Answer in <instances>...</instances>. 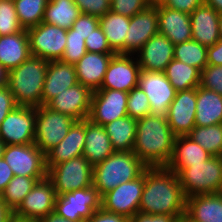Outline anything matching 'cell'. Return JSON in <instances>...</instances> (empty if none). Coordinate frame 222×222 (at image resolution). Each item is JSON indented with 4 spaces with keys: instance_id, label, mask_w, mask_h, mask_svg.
Returning <instances> with one entry per match:
<instances>
[{
    "instance_id": "obj_47",
    "label": "cell",
    "mask_w": 222,
    "mask_h": 222,
    "mask_svg": "<svg viewBox=\"0 0 222 222\" xmlns=\"http://www.w3.org/2000/svg\"><path fill=\"white\" fill-rule=\"evenodd\" d=\"M17 106L8 86L0 87V125L9 112Z\"/></svg>"
},
{
    "instance_id": "obj_62",
    "label": "cell",
    "mask_w": 222,
    "mask_h": 222,
    "mask_svg": "<svg viewBox=\"0 0 222 222\" xmlns=\"http://www.w3.org/2000/svg\"><path fill=\"white\" fill-rule=\"evenodd\" d=\"M2 1L14 2L15 0H2Z\"/></svg>"
},
{
    "instance_id": "obj_23",
    "label": "cell",
    "mask_w": 222,
    "mask_h": 222,
    "mask_svg": "<svg viewBox=\"0 0 222 222\" xmlns=\"http://www.w3.org/2000/svg\"><path fill=\"white\" fill-rule=\"evenodd\" d=\"M159 33L174 45L192 40L190 14L158 4Z\"/></svg>"
},
{
    "instance_id": "obj_13",
    "label": "cell",
    "mask_w": 222,
    "mask_h": 222,
    "mask_svg": "<svg viewBox=\"0 0 222 222\" xmlns=\"http://www.w3.org/2000/svg\"><path fill=\"white\" fill-rule=\"evenodd\" d=\"M128 92L115 89H98L93 92L88 118L98 125H106L127 116Z\"/></svg>"
},
{
    "instance_id": "obj_2",
    "label": "cell",
    "mask_w": 222,
    "mask_h": 222,
    "mask_svg": "<svg viewBox=\"0 0 222 222\" xmlns=\"http://www.w3.org/2000/svg\"><path fill=\"white\" fill-rule=\"evenodd\" d=\"M176 137L166 117L145 116L137 120L133 152L147 167L166 166Z\"/></svg>"
},
{
    "instance_id": "obj_37",
    "label": "cell",
    "mask_w": 222,
    "mask_h": 222,
    "mask_svg": "<svg viewBox=\"0 0 222 222\" xmlns=\"http://www.w3.org/2000/svg\"><path fill=\"white\" fill-rule=\"evenodd\" d=\"M207 48L194 40L179 43L174 45V59L196 67L201 72L207 66Z\"/></svg>"
},
{
    "instance_id": "obj_10",
    "label": "cell",
    "mask_w": 222,
    "mask_h": 222,
    "mask_svg": "<svg viewBox=\"0 0 222 222\" xmlns=\"http://www.w3.org/2000/svg\"><path fill=\"white\" fill-rule=\"evenodd\" d=\"M3 159L14 176L34 177L37 181L47 177L46 156L34 143L6 145Z\"/></svg>"
},
{
    "instance_id": "obj_12",
    "label": "cell",
    "mask_w": 222,
    "mask_h": 222,
    "mask_svg": "<svg viewBox=\"0 0 222 222\" xmlns=\"http://www.w3.org/2000/svg\"><path fill=\"white\" fill-rule=\"evenodd\" d=\"M144 188V173L131 181L121 183L101 196V207L129 219L139 211Z\"/></svg>"
},
{
    "instance_id": "obj_22",
    "label": "cell",
    "mask_w": 222,
    "mask_h": 222,
    "mask_svg": "<svg viewBox=\"0 0 222 222\" xmlns=\"http://www.w3.org/2000/svg\"><path fill=\"white\" fill-rule=\"evenodd\" d=\"M220 14L203 3L190 14L192 40L206 47L213 46L220 39Z\"/></svg>"
},
{
    "instance_id": "obj_50",
    "label": "cell",
    "mask_w": 222,
    "mask_h": 222,
    "mask_svg": "<svg viewBox=\"0 0 222 222\" xmlns=\"http://www.w3.org/2000/svg\"><path fill=\"white\" fill-rule=\"evenodd\" d=\"M129 222H180L174 215L136 212Z\"/></svg>"
},
{
    "instance_id": "obj_31",
    "label": "cell",
    "mask_w": 222,
    "mask_h": 222,
    "mask_svg": "<svg viewBox=\"0 0 222 222\" xmlns=\"http://www.w3.org/2000/svg\"><path fill=\"white\" fill-rule=\"evenodd\" d=\"M129 24V17L114 13L111 10L99 17V26L116 54H125V37L129 30Z\"/></svg>"
},
{
    "instance_id": "obj_59",
    "label": "cell",
    "mask_w": 222,
    "mask_h": 222,
    "mask_svg": "<svg viewBox=\"0 0 222 222\" xmlns=\"http://www.w3.org/2000/svg\"><path fill=\"white\" fill-rule=\"evenodd\" d=\"M150 5H158V4H162L164 2V0H148Z\"/></svg>"
},
{
    "instance_id": "obj_34",
    "label": "cell",
    "mask_w": 222,
    "mask_h": 222,
    "mask_svg": "<svg viewBox=\"0 0 222 222\" xmlns=\"http://www.w3.org/2000/svg\"><path fill=\"white\" fill-rule=\"evenodd\" d=\"M164 74L176 91L189 90L200 85L201 72L177 59L167 65Z\"/></svg>"
},
{
    "instance_id": "obj_43",
    "label": "cell",
    "mask_w": 222,
    "mask_h": 222,
    "mask_svg": "<svg viewBox=\"0 0 222 222\" xmlns=\"http://www.w3.org/2000/svg\"><path fill=\"white\" fill-rule=\"evenodd\" d=\"M110 4L111 11L129 18L150 5L148 0H111Z\"/></svg>"
},
{
    "instance_id": "obj_41",
    "label": "cell",
    "mask_w": 222,
    "mask_h": 222,
    "mask_svg": "<svg viewBox=\"0 0 222 222\" xmlns=\"http://www.w3.org/2000/svg\"><path fill=\"white\" fill-rule=\"evenodd\" d=\"M66 48L60 61L69 64H76L87 52L85 39L74 34L73 29H67Z\"/></svg>"
},
{
    "instance_id": "obj_4",
    "label": "cell",
    "mask_w": 222,
    "mask_h": 222,
    "mask_svg": "<svg viewBox=\"0 0 222 222\" xmlns=\"http://www.w3.org/2000/svg\"><path fill=\"white\" fill-rule=\"evenodd\" d=\"M146 168L133 151H115L93 167V186L102 196L121 183L140 177Z\"/></svg>"
},
{
    "instance_id": "obj_14",
    "label": "cell",
    "mask_w": 222,
    "mask_h": 222,
    "mask_svg": "<svg viewBox=\"0 0 222 222\" xmlns=\"http://www.w3.org/2000/svg\"><path fill=\"white\" fill-rule=\"evenodd\" d=\"M138 87L148 97L151 115L166 117L168 108L177 91L171 85L164 72L141 70L138 78Z\"/></svg>"
},
{
    "instance_id": "obj_11",
    "label": "cell",
    "mask_w": 222,
    "mask_h": 222,
    "mask_svg": "<svg viewBox=\"0 0 222 222\" xmlns=\"http://www.w3.org/2000/svg\"><path fill=\"white\" fill-rule=\"evenodd\" d=\"M36 107L18 105L0 125V139L5 145L32 144L35 139Z\"/></svg>"
},
{
    "instance_id": "obj_48",
    "label": "cell",
    "mask_w": 222,
    "mask_h": 222,
    "mask_svg": "<svg viewBox=\"0 0 222 222\" xmlns=\"http://www.w3.org/2000/svg\"><path fill=\"white\" fill-rule=\"evenodd\" d=\"M204 0H164L163 6L172 10L191 14L198 6L202 5Z\"/></svg>"
},
{
    "instance_id": "obj_7",
    "label": "cell",
    "mask_w": 222,
    "mask_h": 222,
    "mask_svg": "<svg viewBox=\"0 0 222 222\" xmlns=\"http://www.w3.org/2000/svg\"><path fill=\"white\" fill-rule=\"evenodd\" d=\"M75 122L71 116L53 111L46 105L36 107L34 144L46 155L67 136Z\"/></svg>"
},
{
    "instance_id": "obj_39",
    "label": "cell",
    "mask_w": 222,
    "mask_h": 222,
    "mask_svg": "<svg viewBox=\"0 0 222 222\" xmlns=\"http://www.w3.org/2000/svg\"><path fill=\"white\" fill-rule=\"evenodd\" d=\"M127 115L136 120L151 115L148 97L138 86L128 92Z\"/></svg>"
},
{
    "instance_id": "obj_36",
    "label": "cell",
    "mask_w": 222,
    "mask_h": 222,
    "mask_svg": "<svg viewBox=\"0 0 222 222\" xmlns=\"http://www.w3.org/2000/svg\"><path fill=\"white\" fill-rule=\"evenodd\" d=\"M36 183L34 177L14 176L0 198L14 212Z\"/></svg>"
},
{
    "instance_id": "obj_49",
    "label": "cell",
    "mask_w": 222,
    "mask_h": 222,
    "mask_svg": "<svg viewBox=\"0 0 222 222\" xmlns=\"http://www.w3.org/2000/svg\"><path fill=\"white\" fill-rule=\"evenodd\" d=\"M84 222H129V218L104 210L102 207L96 210Z\"/></svg>"
},
{
    "instance_id": "obj_19",
    "label": "cell",
    "mask_w": 222,
    "mask_h": 222,
    "mask_svg": "<svg viewBox=\"0 0 222 222\" xmlns=\"http://www.w3.org/2000/svg\"><path fill=\"white\" fill-rule=\"evenodd\" d=\"M93 92L80 83L63 90L46 106L53 111L71 116L76 121L87 119Z\"/></svg>"
},
{
    "instance_id": "obj_16",
    "label": "cell",
    "mask_w": 222,
    "mask_h": 222,
    "mask_svg": "<svg viewBox=\"0 0 222 222\" xmlns=\"http://www.w3.org/2000/svg\"><path fill=\"white\" fill-rule=\"evenodd\" d=\"M56 191L52 182L46 177L37 181L25 196L14 215L21 218L39 219L54 212Z\"/></svg>"
},
{
    "instance_id": "obj_60",
    "label": "cell",
    "mask_w": 222,
    "mask_h": 222,
    "mask_svg": "<svg viewBox=\"0 0 222 222\" xmlns=\"http://www.w3.org/2000/svg\"><path fill=\"white\" fill-rule=\"evenodd\" d=\"M219 34H220V38H222V14H220V17H219Z\"/></svg>"
},
{
    "instance_id": "obj_61",
    "label": "cell",
    "mask_w": 222,
    "mask_h": 222,
    "mask_svg": "<svg viewBox=\"0 0 222 222\" xmlns=\"http://www.w3.org/2000/svg\"><path fill=\"white\" fill-rule=\"evenodd\" d=\"M180 222H194V221H191L186 215H184V216L180 219Z\"/></svg>"
},
{
    "instance_id": "obj_24",
    "label": "cell",
    "mask_w": 222,
    "mask_h": 222,
    "mask_svg": "<svg viewBox=\"0 0 222 222\" xmlns=\"http://www.w3.org/2000/svg\"><path fill=\"white\" fill-rule=\"evenodd\" d=\"M85 147V119L76 121L70 128L67 136L46 156V169L81 156Z\"/></svg>"
},
{
    "instance_id": "obj_3",
    "label": "cell",
    "mask_w": 222,
    "mask_h": 222,
    "mask_svg": "<svg viewBox=\"0 0 222 222\" xmlns=\"http://www.w3.org/2000/svg\"><path fill=\"white\" fill-rule=\"evenodd\" d=\"M47 66V60L30 56L22 64L8 71L7 86L17 105L41 106Z\"/></svg>"
},
{
    "instance_id": "obj_6",
    "label": "cell",
    "mask_w": 222,
    "mask_h": 222,
    "mask_svg": "<svg viewBox=\"0 0 222 222\" xmlns=\"http://www.w3.org/2000/svg\"><path fill=\"white\" fill-rule=\"evenodd\" d=\"M56 195L93 186V166L83 156L54 165L47 170Z\"/></svg>"
},
{
    "instance_id": "obj_56",
    "label": "cell",
    "mask_w": 222,
    "mask_h": 222,
    "mask_svg": "<svg viewBox=\"0 0 222 222\" xmlns=\"http://www.w3.org/2000/svg\"><path fill=\"white\" fill-rule=\"evenodd\" d=\"M8 71L0 63V87L7 85Z\"/></svg>"
},
{
    "instance_id": "obj_26",
    "label": "cell",
    "mask_w": 222,
    "mask_h": 222,
    "mask_svg": "<svg viewBox=\"0 0 222 222\" xmlns=\"http://www.w3.org/2000/svg\"><path fill=\"white\" fill-rule=\"evenodd\" d=\"M185 215L194 222H222V192L186 198Z\"/></svg>"
},
{
    "instance_id": "obj_18",
    "label": "cell",
    "mask_w": 222,
    "mask_h": 222,
    "mask_svg": "<svg viewBox=\"0 0 222 222\" xmlns=\"http://www.w3.org/2000/svg\"><path fill=\"white\" fill-rule=\"evenodd\" d=\"M196 88L177 91L166 119L176 136H187L195 127Z\"/></svg>"
},
{
    "instance_id": "obj_55",
    "label": "cell",
    "mask_w": 222,
    "mask_h": 222,
    "mask_svg": "<svg viewBox=\"0 0 222 222\" xmlns=\"http://www.w3.org/2000/svg\"><path fill=\"white\" fill-rule=\"evenodd\" d=\"M204 3L211 6L219 14H222V0H204Z\"/></svg>"
},
{
    "instance_id": "obj_15",
    "label": "cell",
    "mask_w": 222,
    "mask_h": 222,
    "mask_svg": "<svg viewBox=\"0 0 222 222\" xmlns=\"http://www.w3.org/2000/svg\"><path fill=\"white\" fill-rule=\"evenodd\" d=\"M135 55L115 54L107 68L100 89L130 92L138 86L141 68Z\"/></svg>"
},
{
    "instance_id": "obj_20",
    "label": "cell",
    "mask_w": 222,
    "mask_h": 222,
    "mask_svg": "<svg viewBox=\"0 0 222 222\" xmlns=\"http://www.w3.org/2000/svg\"><path fill=\"white\" fill-rule=\"evenodd\" d=\"M136 58L141 70L164 72L174 59V44L164 35L157 33L137 52Z\"/></svg>"
},
{
    "instance_id": "obj_28",
    "label": "cell",
    "mask_w": 222,
    "mask_h": 222,
    "mask_svg": "<svg viewBox=\"0 0 222 222\" xmlns=\"http://www.w3.org/2000/svg\"><path fill=\"white\" fill-rule=\"evenodd\" d=\"M113 152L115 151L104 126L85 119V147L82 155L94 167Z\"/></svg>"
},
{
    "instance_id": "obj_35",
    "label": "cell",
    "mask_w": 222,
    "mask_h": 222,
    "mask_svg": "<svg viewBox=\"0 0 222 222\" xmlns=\"http://www.w3.org/2000/svg\"><path fill=\"white\" fill-rule=\"evenodd\" d=\"M212 156H222V123L195 126L187 135Z\"/></svg>"
},
{
    "instance_id": "obj_57",
    "label": "cell",
    "mask_w": 222,
    "mask_h": 222,
    "mask_svg": "<svg viewBox=\"0 0 222 222\" xmlns=\"http://www.w3.org/2000/svg\"><path fill=\"white\" fill-rule=\"evenodd\" d=\"M11 222H39L38 219L21 218L13 215Z\"/></svg>"
},
{
    "instance_id": "obj_52",
    "label": "cell",
    "mask_w": 222,
    "mask_h": 222,
    "mask_svg": "<svg viewBox=\"0 0 222 222\" xmlns=\"http://www.w3.org/2000/svg\"><path fill=\"white\" fill-rule=\"evenodd\" d=\"M14 177V173L8 163L0 159V194L4 191L7 184Z\"/></svg>"
},
{
    "instance_id": "obj_25",
    "label": "cell",
    "mask_w": 222,
    "mask_h": 222,
    "mask_svg": "<svg viewBox=\"0 0 222 222\" xmlns=\"http://www.w3.org/2000/svg\"><path fill=\"white\" fill-rule=\"evenodd\" d=\"M115 54L86 52L75 64L78 82L92 92L100 89L108 65Z\"/></svg>"
},
{
    "instance_id": "obj_53",
    "label": "cell",
    "mask_w": 222,
    "mask_h": 222,
    "mask_svg": "<svg viewBox=\"0 0 222 222\" xmlns=\"http://www.w3.org/2000/svg\"><path fill=\"white\" fill-rule=\"evenodd\" d=\"M14 212L0 198V222H11Z\"/></svg>"
},
{
    "instance_id": "obj_51",
    "label": "cell",
    "mask_w": 222,
    "mask_h": 222,
    "mask_svg": "<svg viewBox=\"0 0 222 222\" xmlns=\"http://www.w3.org/2000/svg\"><path fill=\"white\" fill-rule=\"evenodd\" d=\"M207 65L222 66V38L207 48Z\"/></svg>"
},
{
    "instance_id": "obj_40",
    "label": "cell",
    "mask_w": 222,
    "mask_h": 222,
    "mask_svg": "<svg viewBox=\"0 0 222 222\" xmlns=\"http://www.w3.org/2000/svg\"><path fill=\"white\" fill-rule=\"evenodd\" d=\"M24 28L21 26L14 2L0 0V36L19 33Z\"/></svg>"
},
{
    "instance_id": "obj_1",
    "label": "cell",
    "mask_w": 222,
    "mask_h": 222,
    "mask_svg": "<svg viewBox=\"0 0 222 222\" xmlns=\"http://www.w3.org/2000/svg\"><path fill=\"white\" fill-rule=\"evenodd\" d=\"M139 211L174 215L180 221L186 213V196L178 175L165 166L147 167Z\"/></svg>"
},
{
    "instance_id": "obj_42",
    "label": "cell",
    "mask_w": 222,
    "mask_h": 222,
    "mask_svg": "<svg viewBox=\"0 0 222 222\" xmlns=\"http://www.w3.org/2000/svg\"><path fill=\"white\" fill-rule=\"evenodd\" d=\"M200 86L222 95V66L207 65L201 71Z\"/></svg>"
},
{
    "instance_id": "obj_27",
    "label": "cell",
    "mask_w": 222,
    "mask_h": 222,
    "mask_svg": "<svg viewBox=\"0 0 222 222\" xmlns=\"http://www.w3.org/2000/svg\"><path fill=\"white\" fill-rule=\"evenodd\" d=\"M211 157L213 156L189 136H177L171 158L165 167L178 174L190 164L203 163Z\"/></svg>"
},
{
    "instance_id": "obj_8",
    "label": "cell",
    "mask_w": 222,
    "mask_h": 222,
    "mask_svg": "<svg viewBox=\"0 0 222 222\" xmlns=\"http://www.w3.org/2000/svg\"><path fill=\"white\" fill-rule=\"evenodd\" d=\"M101 208V195L94 186L57 196L54 212L72 222H84Z\"/></svg>"
},
{
    "instance_id": "obj_29",
    "label": "cell",
    "mask_w": 222,
    "mask_h": 222,
    "mask_svg": "<svg viewBox=\"0 0 222 222\" xmlns=\"http://www.w3.org/2000/svg\"><path fill=\"white\" fill-rule=\"evenodd\" d=\"M31 56L26 29L19 33L0 36V63L10 71Z\"/></svg>"
},
{
    "instance_id": "obj_46",
    "label": "cell",
    "mask_w": 222,
    "mask_h": 222,
    "mask_svg": "<svg viewBox=\"0 0 222 222\" xmlns=\"http://www.w3.org/2000/svg\"><path fill=\"white\" fill-rule=\"evenodd\" d=\"M81 13L101 17L110 11V0H74Z\"/></svg>"
},
{
    "instance_id": "obj_17",
    "label": "cell",
    "mask_w": 222,
    "mask_h": 222,
    "mask_svg": "<svg viewBox=\"0 0 222 222\" xmlns=\"http://www.w3.org/2000/svg\"><path fill=\"white\" fill-rule=\"evenodd\" d=\"M158 29V5H149L130 18L129 30L125 37V54L136 55Z\"/></svg>"
},
{
    "instance_id": "obj_58",
    "label": "cell",
    "mask_w": 222,
    "mask_h": 222,
    "mask_svg": "<svg viewBox=\"0 0 222 222\" xmlns=\"http://www.w3.org/2000/svg\"><path fill=\"white\" fill-rule=\"evenodd\" d=\"M4 142L0 139V159L3 158L4 148H5Z\"/></svg>"
},
{
    "instance_id": "obj_5",
    "label": "cell",
    "mask_w": 222,
    "mask_h": 222,
    "mask_svg": "<svg viewBox=\"0 0 222 222\" xmlns=\"http://www.w3.org/2000/svg\"><path fill=\"white\" fill-rule=\"evenodd\" d=\"M177 175L186 198L198 194L221 193L222 156H213L203 163L190 164Z\"/></svg>"
},
{
    "instance_id": "obj_44",
    "label": "cell",
    "mask_w": 222,
    "mask_h": 222,
    "mask_svg": "<svg viewBox=\"0 0 222 222\" xmlns=\"http://www.w3.org/2000/svg\"><path fill=\"white\" fill-rule=\"evenodd\" d=\"M85 45L87 52L116 54L108 44L107 38L100 26L94 29L92 34L85 39Z\"/></svg>"
},
{
    "instance_id": "obj_33",
    "label": "cell",
    "mask_w": 222,
    "mask_h": 222,
    "mask_svg": "<svg viewBox=\"0 0 222 222\" xmlns=\"http://www.w3.org/2000/svg\"><path fill=\"white\" fill-rule=\"evenodd\" d=\"M81 11L74 0H49L42 22L70 29L80 16Z\"/></svg>"
},
{
    "instance_id": "obj_9",
    "label": "cell",
    "mask_w": 222,
    "mask_h": 222,
    "mask_svg": "<svg viewBox=\"0 0 222 222\" xmlns=\"http://www.w3.org/2000/svg\"><path fill=\"white\" fill-rule=\"evenodd\" d=\"M29 38L31 56L50 61H58L64 54L67 30L41 22L26 29Z\"/></svg>"
},
{
    "instance_id": "obj_54",
    "label": "cell",
    "mask_w": 222,
    "mask_h": 222,
    "mask_svg": "<svg viewBox=\"0 0 222 222\" xmlns=\"http://www.w3.org/2000/svg\"><path fill=\"white\" fill-rule=\"evenodd\" d=\"M39 222H72L67 219H64L61 216H58L55 212L50 213L42 218L38 219Z\"/></svg>"
},
{
    "instance_id": "obj_45",
    "label": "cell",
    "mask_w": 222,
    "mask_h": 222,
    "mask_svg": "<svg viewBox=\"0 0 222 222\" xmlns=\"http://www.w3.org/2000/svg\"><path fill=\"white\" fill-rule=\"evenodd\" d=\"M98 26L99 17L81 13L77 20L73 23L71 29L74 30V34L81 36L82 39H86Z\"/></svg>"
},
{
    "instance_id": "obj_32",
    "label": "cell",
    "mask_w": 222,
    "mask_h": 222,
    "mask_svg": "<svg viewBox=\"0 0 222 222\" xmlns=\"http://www.w3.org/2000/svg\"><path fill=\"white\" fill-rule=\"evenodd\" d=\"M137 120L128 115L104 125L114 151H133L136 138Z\"/></svg>"
},
{
    "instance_id": "obj_38",
    "label": "cell",
    "mask_w": 222,
    "mask_h": 222,
    "mask_svg": "<svg viewBox=\"0 0 222 222\" xmlns=\"http://www.w3.org/2000/svg\"><path fill=\"white\" fill-rule=\"evenodd\" d=\"M49 0H15V9L24 29L36 26L43 20L44 11Z\"/></svg>"
},
{
    "instance_id": "obj_21",
    "label": "cell",
    "mask_w": 222,
    "mask_h": 222,
    "mask_svg": "<svg viewBox=\"0 0 222 222\" xmlns=\"http://www.w3.org/2000/svg\"><path fill=\"white\" fill-rule=\"evenodd\" d=\"M77 83L79 82L74 64L64 63L60 60L48 62L41 105H47L56 95Z\"/></svg>"
},
{
    "instance_id": "obj_30",
    "label": "cell",
    "mask_w": 222,
    "mask_h": 222,
    "mask_svg": "<svg viewBox=\"0 0 222 222\" xmlns=\"http://www.w3.org/2000/svg\"><path fill=\"white\" fill-rule=\"evenodd\" d=\"M222 123V95L200 85L196 88L195 126Z\"/></svg>"
}]
</instances>
